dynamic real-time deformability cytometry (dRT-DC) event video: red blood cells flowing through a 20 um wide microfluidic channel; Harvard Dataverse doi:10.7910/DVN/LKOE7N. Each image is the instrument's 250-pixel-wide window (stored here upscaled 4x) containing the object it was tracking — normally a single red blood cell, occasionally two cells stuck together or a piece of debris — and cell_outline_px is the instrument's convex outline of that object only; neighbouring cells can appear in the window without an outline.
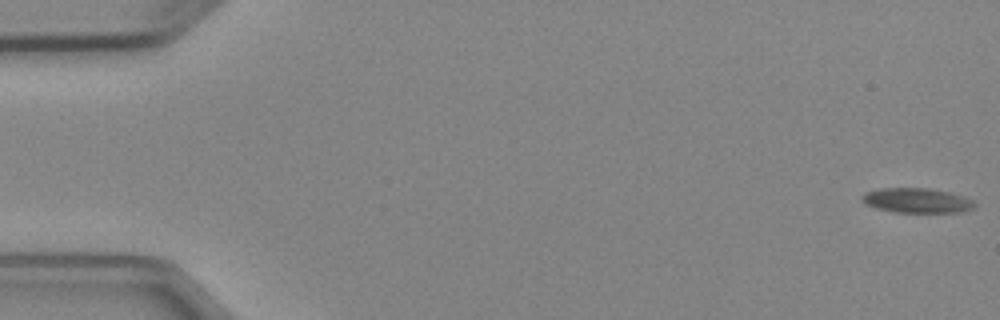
{"species": "Egyptian fruit bat (a non-hibernating species)", "species_latin": "Rousettus aegyptiacus", "temperature_condition": "cold", "stored_images_in_passage": 5, "camera_frame_rate_fps": 3000, "um_per_image_px": 0.085, "animal": {"sex": "female"}, "frame": {"image": 1, "passage_image": 1, "time_ms": 0.0, "image_size_px": [1000, 320], "cell_outline_px": [[976, 204], [972, 208], [960, 212], [896, 212], [876, 208], [864, 204], [860, 200], [860, 196], [864, 192], [880, 188], [928, 188], [948, 192], [964, 196], [972, 200]], "centroid_in_image_um": [77.87, 17.03], "position_along_channel_um": 7.1, "area_um2": 16.3}}
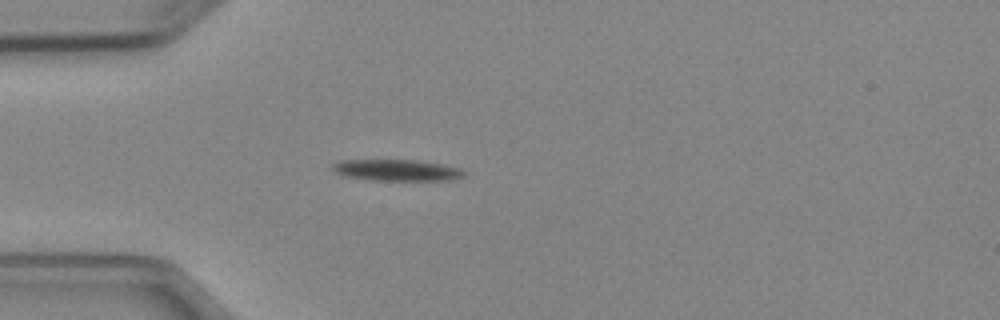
{"frame": {"image": 2, "passage_image": 5, "time_ms": 4.667, "image_size_px": [1000, 320], "cell_outline_px": [[464, 176], [448, 180], [376, 180], [344, 176], [336, 172], [332, 168], [332, 164], [340, 160], [416, 160], [440, 164], [460, 168], [464, 172]], "centroid_in_image_um": [33.7, 14.46], "position_along_channel_um": 51.3, "area_um2": 16.13}}